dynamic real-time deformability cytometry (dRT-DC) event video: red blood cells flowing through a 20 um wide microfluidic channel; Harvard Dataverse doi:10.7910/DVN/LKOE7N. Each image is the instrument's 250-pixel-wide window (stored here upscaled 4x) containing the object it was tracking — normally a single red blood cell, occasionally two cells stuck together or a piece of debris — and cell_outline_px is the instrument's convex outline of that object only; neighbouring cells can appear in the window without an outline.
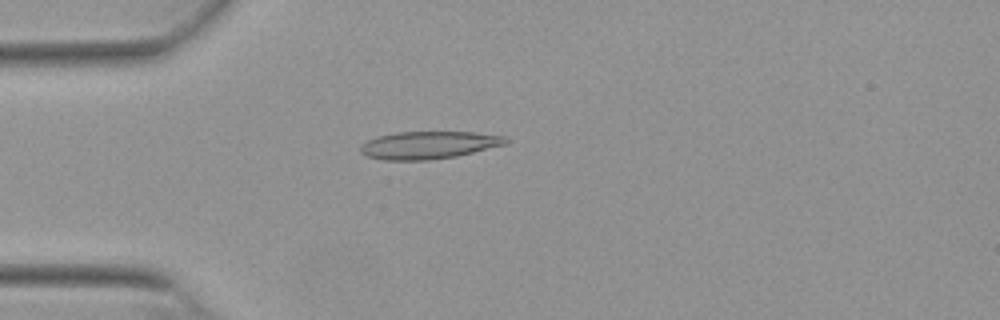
{"species": "Egyptian fruit bat (a non-hibernating species)", "species_latin": "Rousettus aegyptiacus", "temperature_condition": "warm", "stored_images_in_passage": 52, "camera_frame_rate_fps": 3000, "um_per_image_px": 0.085, "animal": {"sex": "female"}, "frame": {"image": 1, "passage_image": 14, "time_ms": 4.333, "image_size_px": [1000, 320], "cell_outline_px": [[508, 140], [504, 144], [456, 156], [428, 160], [384, 160], [368, 156], [360, 152], [360, 148], [368, 140], [376, 136], [396, 132], [476, 132], [504, 136]], "centroid_in_image_um": [36.4, 12.32], "position_along_channel_um": 48.6, "area_um2": 23.06}}
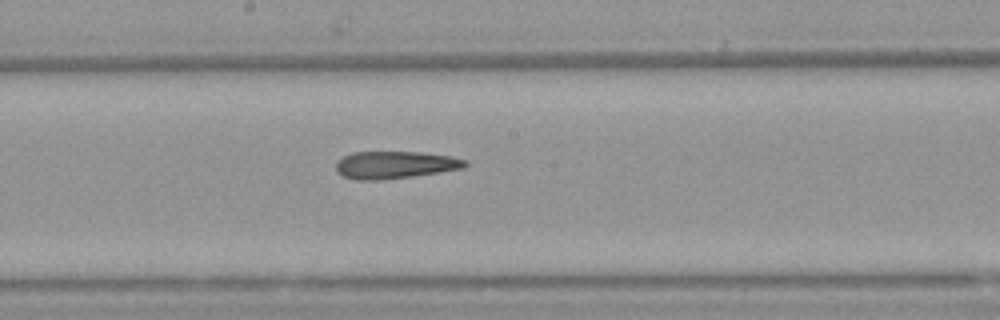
{"frame": {"image": 2, "passage_image": 28, "time_ms": 9.0, "image_size_px": [1000, 320], "cell_outline_px": [[468, 164], [464, 168], [440, 172], [412, 176], [380, 180], [356, 180], [344, 176], [336, 172], [336, 160], [352, 152], [420, 152], [452, 156], [468, 160]], "centroid_in_image_um": [33.58, 14.01], "position_along_channel_um": 214.6, "area_um2": 20.75}}
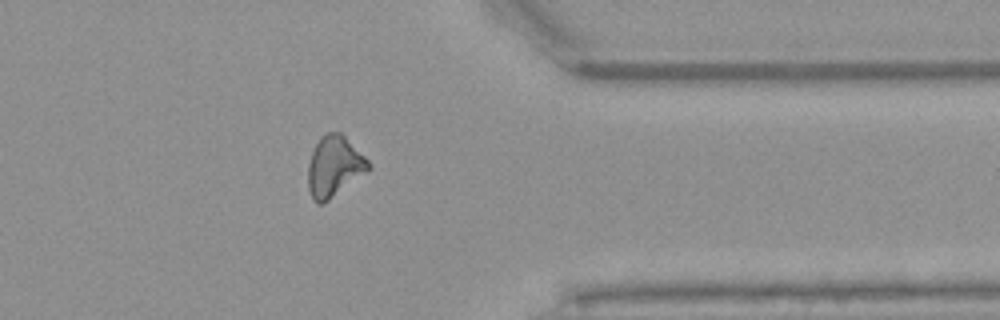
{"frame": {"image": 3, "passage_image": 42, "time_ms": 13.667, "image_size_px": [1000, 320], "cell_outline_px": [[372, 168], [368, 172], [324, 204], [316, 204], [312, 200], [308, 188], [308, 164], [312, 152], [320, 136], [328, 132], [340, 132], [368, 160]], "centroid_in_image_um": [28.4, 14.19], "position_along_channel_um": 383.0, "area_um2": 21.56}, "authors_computed_cell_mechanics": {"area_um2": 21.386, "velocity_mm_per_s": 3.8653, "shape_relaxation_time_tau1_ms": null, "shape_relaxation_time_tau2_ms": 6.811, "deformation_change_tau1": null, "deformation_change_tau2": 0.2132}}